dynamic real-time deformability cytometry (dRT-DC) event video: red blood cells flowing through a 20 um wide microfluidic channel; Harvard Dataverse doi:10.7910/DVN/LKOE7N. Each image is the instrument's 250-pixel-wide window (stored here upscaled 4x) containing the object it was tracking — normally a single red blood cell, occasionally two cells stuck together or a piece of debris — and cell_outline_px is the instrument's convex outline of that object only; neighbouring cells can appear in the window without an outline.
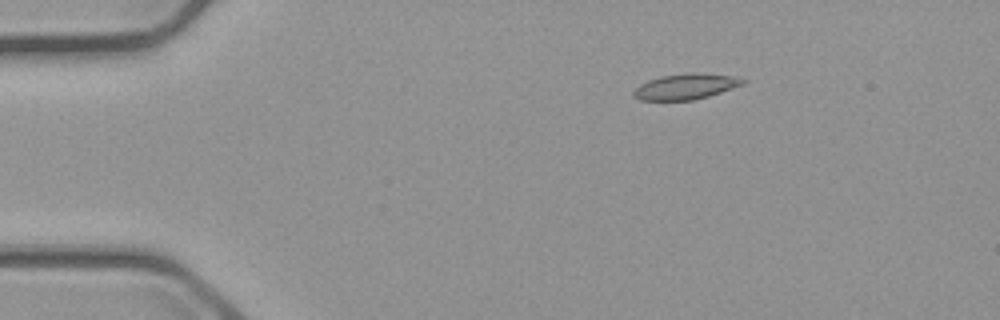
{"species": "common noctule bat (a hibernating species)", "species_latin": "Nyctalus noctula", "temperature_condition": "cold", "stored_images_in_passage": 4, "camera_frame_rate_fps": 3000, "um_per_image_px": 0.085, "animal": {"sex": "male", "body_mass_g": 23.1, "forearm_length_mm": 52.7}, "frame": {"image": 1, "passage_image": 2, "time_ms": 1.0, "image_size_px": [1000, 320], "cell_outline_px": [[748, 80], [744, 84], [708, 96], [692, 100], [640, 100], [632, 96], [632, 92], [640, 84], [648, 80], [660, 76], [688, 72], [696, 72], [732, 76]], "centroid_in_image_um": [58.26, 7.34], "position_along_channel_um": 26.7, "area_um2": 16.36}}